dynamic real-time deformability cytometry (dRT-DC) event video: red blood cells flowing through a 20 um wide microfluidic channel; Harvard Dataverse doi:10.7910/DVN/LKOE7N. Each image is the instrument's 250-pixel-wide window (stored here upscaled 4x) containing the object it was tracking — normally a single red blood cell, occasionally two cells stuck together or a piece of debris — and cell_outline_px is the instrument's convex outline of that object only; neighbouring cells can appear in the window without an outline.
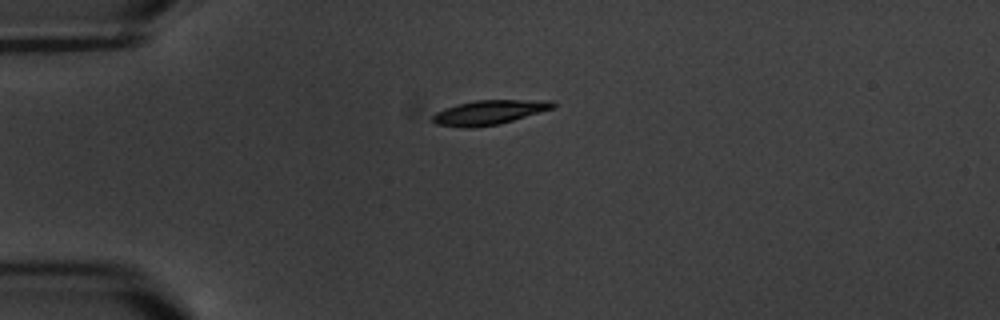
{"species": "common noctule bat (a hibernating species)", "species_latin": "Nyctalus noctula", "temperature_condition": "warm", "stored_images_in_passage": 3, "camera_frame_rate_fps": 3000, "um_per_image_px": 0.085, "animal": {"sex": "male", "body_mass_g": 20.1, "forearm_length_mm": 53.5}, "frame": {"image": 1, "passage_image": 1, "time_ms": 0.0, "image_size_px": [1000, 320], "cell_outline_px": [[556, 104], [552, 108], [512, 120], [496, 124], [472, 128], [464, 128], [436, 124], [432, 120], [432, 116], [436, 112], [444, 108], [456, 104], [476, 100], [552, 100]], "centroid_in_image_um": [41.52, 9.54], "position_along_channel_um": 43.5, "area_um2": 16.94}}